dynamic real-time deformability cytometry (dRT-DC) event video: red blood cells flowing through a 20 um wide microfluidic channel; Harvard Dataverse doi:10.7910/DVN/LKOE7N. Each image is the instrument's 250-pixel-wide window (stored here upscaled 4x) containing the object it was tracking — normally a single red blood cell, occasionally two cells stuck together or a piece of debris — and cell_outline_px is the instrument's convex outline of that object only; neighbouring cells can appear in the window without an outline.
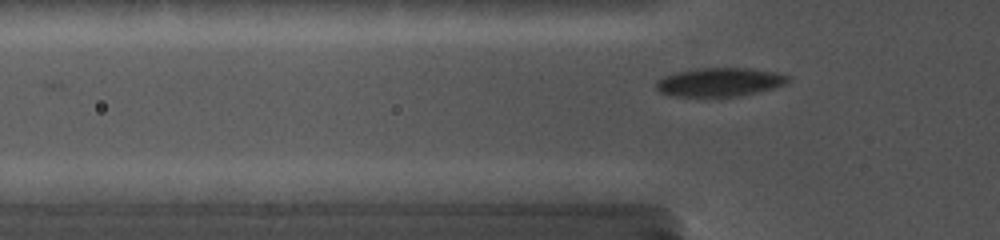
{"species": "common noctule bat (a hibernating species)", "species_latin": "Nyctalus noctula", "temperature_condition": "cold", "stored_images_in_passage": 31, "camera_frame_rate_fps": 5000, "um_per_image_px": 0.085, "animal": {"sex": "female", "body_mass_g": 19.0, "forearm_length_mm": 56.7}, "frame": {"image": 1, "passage_image": 5, "time_ms": 1.4, "image_size_px": [1000, 240], "cell_outline_px": [[792, 80], [788, 84], [776, 88], [740, 96], [672, 96], [660, 92], [656, 88], [656, 80], [664, 76], [676, 72], [696, 68], [752, 68], [776, 72], [792, 76]], "centroid_in_image_um": [61.25, 6.97], "position_along_channel_um": 64.6, "area_um2": 22.43}}
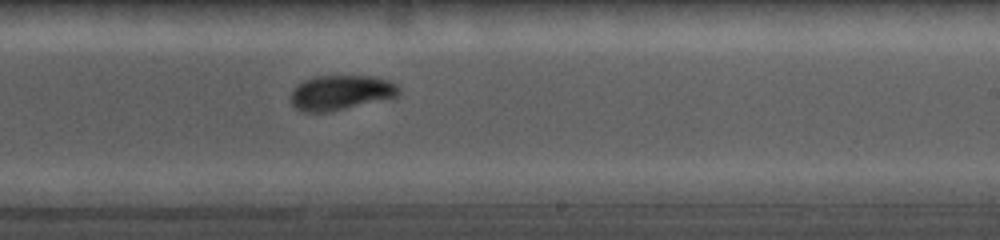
{"frame": {"image": 2, "passage_image": 18, "time_ms": 6.6, "image_size_px": [1000, 240], "cell_outline_px": [[400, 92], [396, 96], [328, 112], [304, 112], [296, 108], [292, 104], [292, 88], [296, 84], [304, 80], [316, 76], [372, 76], [388, 80], [396, 84], [400, 88]], "centroid_in_image_um": [28.93, 7.86], "position_along_channel_um": 260.1, "area_um2": 21.68}}
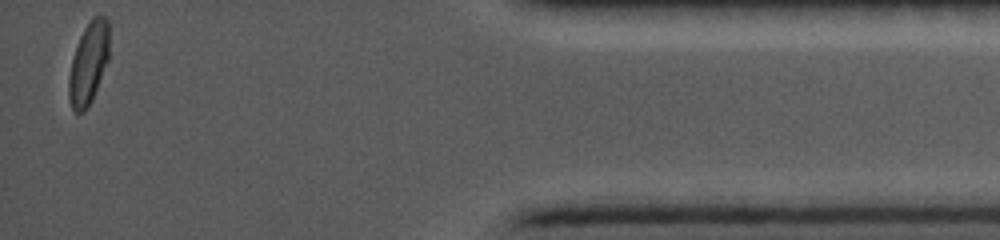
{"frame": {"image": 3, "passage_image": 31, "time_ms": 12.2, "image_size_px": [1000, 240], "cell_outline_px": [[108, 60], [92, 100], [84, 112], [76, 112], [72, 108], [68, 96], [68, 76], [72, 60], [80, 36], [88, 20], [92, 16], [100, 12], [108, 20]], "centroid_in_image_um": [7.52, 5.33], "position_along_channel_um": 427.7, "area_um2": 19.36}}